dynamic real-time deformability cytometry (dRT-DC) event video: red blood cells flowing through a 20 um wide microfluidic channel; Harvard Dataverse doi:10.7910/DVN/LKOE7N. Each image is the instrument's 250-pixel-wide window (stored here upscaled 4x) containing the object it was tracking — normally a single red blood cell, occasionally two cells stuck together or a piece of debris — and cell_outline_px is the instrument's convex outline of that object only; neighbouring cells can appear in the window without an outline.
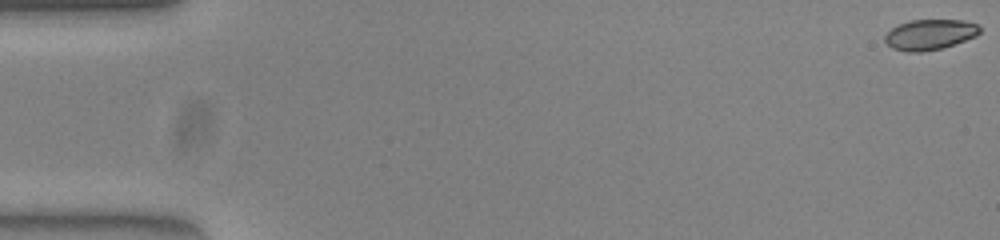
{"species": "common noctule bat (a hibernating species)", "species_latin": "Nyctalus noctula", "temperature_condition": "warm", "stored_images_in_passage": 53, "camera_frame_rate_fps": 3000, "um_per_image_px": 0.085, "animal": {"sex": "female", "body_mass_g": 23.0, "forearm_length_mm": 53.4}, "frame": {"image": 1, "passage_image": 1, "time_ms": 0.0, "image_size_px": [1000, 240], "cell_outline_px": [[980, 32], [976, 36], [940, 48], [920, 52], [908, 52], [892, 48], [884, 40], [884, 36], [892, 28], [900, 24], [912, 20], [964, 20], [976, 24], [980, 28]], "centroid_in_image_um": [79.02, 2.93], "position_along_channel_um": 6.0, "area_um2": 16.53}}
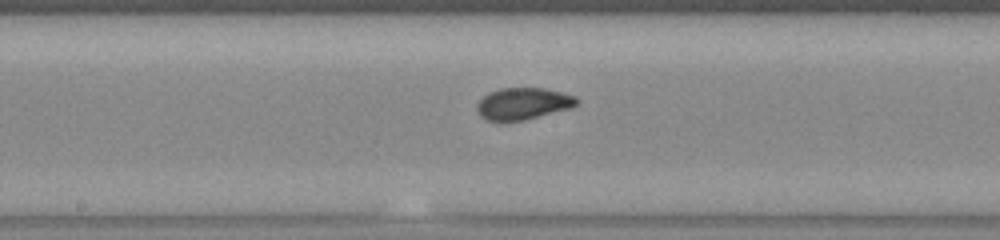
{"frame": {"image": 2, "passage_image": 28, "time_ms": 9.0, "image_size_px": [1000, 240], "cell_outline_px": [[576, 104], [572, 108], [524, 120], [504, 124], [488, 120], [480, 116], [476, 108], [476, 104], [488, 92], [500, 88], [544, 88], [576, 96]], "centroid_in_image_um": [44.4, 8.84], "position_along_channel_um": 203.8, "area_um2": 18.84}}
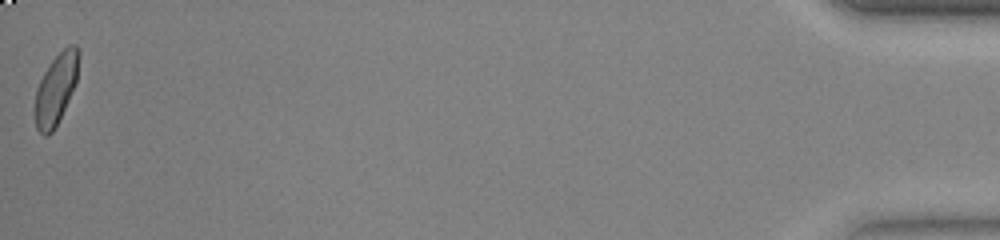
{"frame": {"image": 3, "passage_image": 53, "time_ms": 17.333, "image_size_px": [1000, 240], "cell_outline_px": [[80, 56], [76, 84], [52, 132], [48, 136], [44, 136], [36, 128], [36, 88], [44, 72], [52, 60], [68, 44], [76, 44], [80, 52]], "centroid_in_image_um": [4.79, 7.5], "position_along_channel_um": 430.4, "area_um2": 17.8}, "authors_computed_cell_mechanics": {"area_um2": 18.2648, "velocity_mm_per_s": 3.9383, "shape_relaxation_time_tau1_ms": 6.2626, "shape_relaxation_time_tau2_ms": 1.1147, "deformation_change_tau1": 0.1836, "deformation_change_tau2": 0.0414}}